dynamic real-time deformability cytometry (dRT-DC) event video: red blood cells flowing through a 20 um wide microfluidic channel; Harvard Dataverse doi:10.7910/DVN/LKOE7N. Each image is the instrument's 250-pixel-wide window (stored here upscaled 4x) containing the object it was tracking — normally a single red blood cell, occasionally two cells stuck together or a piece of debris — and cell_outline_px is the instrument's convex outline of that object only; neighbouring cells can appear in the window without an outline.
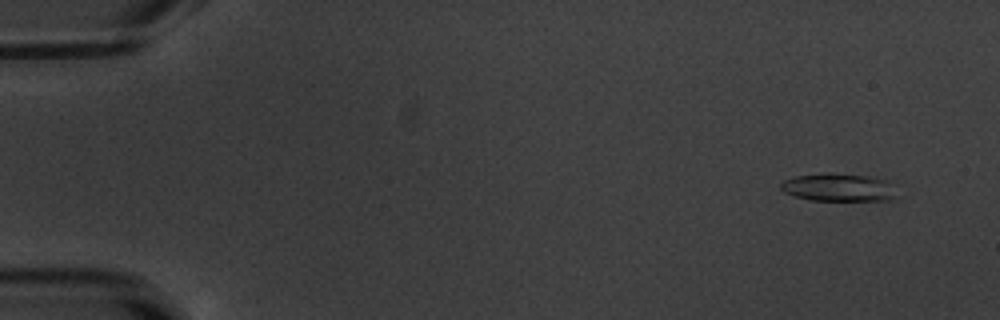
{"species": "common noctule bat (a hibernating species)", "species_latin": "Nyctalus noctula", "temperature_condition": "warm", "stored_images_in_passage": 54, "camera_frame_rate_fps": 3000, "um_per_image_px": 0.085, "animal": {"sex": "male", "body_mass_g": 20.1, "forearm_length_mm": 53.5}, "frame": {"image": 1, "passage_image": 4, "time_ms": 1.0, "image_size_px": [1000, 320], "cell_outline_px": [[896, 196], [892, 200], [812, 200], [792, 196], [784, 192], [780, 188], [780, 184], [784, 180], [796, 176], [824, 172], [832, 172], [868, 176], [888, 180]], "centroid_in_image_um": [71.23, 15.92], "position_along_channel_um": 13.8, "area_um2": 18.96}}
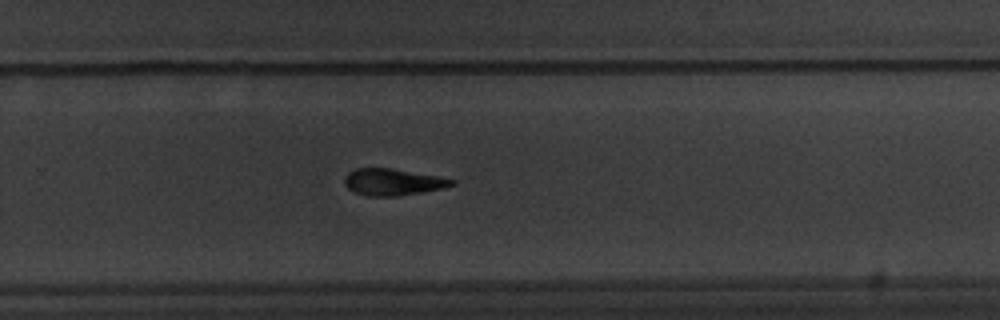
{"frame": {"image": 2, "passage_image": 36, "time_ms": 11.667, "image_size_px": [1000, 320], "cell_outline_px": [[456, 184], [444, 188], [396, 196], [364, 196], [348, 188], [344, 184], [344, 176], [348, 172], [356, 168], [392, 168], [436, 176], [456, 180]], "centroid_in_image_um": [33.36, 15.47], "position_along_channel_um": 296.4, "area_um2": 16.65}}
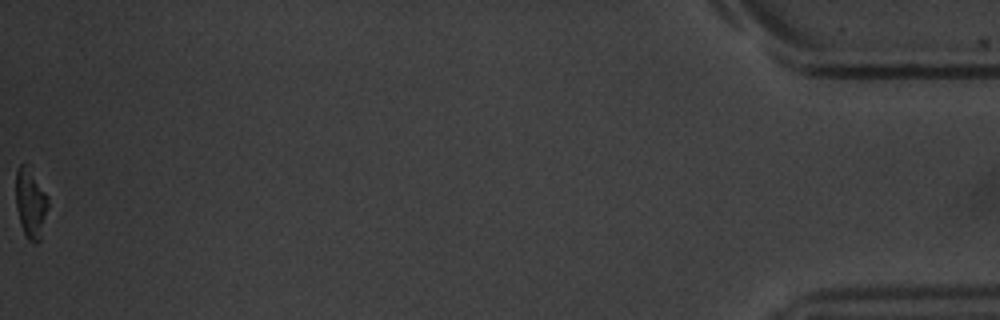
{"frame": {"image": 3, "passage_image": 54, "time_ms": 17.667, "image_size_px": [1000, 320], "cell_outline_px": [[48, 208], [40, 240], [36, 244], [28, 240], [20, 224], [16, 208], [16, 168], [24, 160], [48, 196]], "centroid_in_image_um": [2.59, 17.26], "position_along_channel_um": 432.6, "area_um2": 13.24}, "authors_computed_cell_mechanics": {"area_um2": 17.5134, "velocity_mm_per_s": 3.8273, "shape_relaxation_time_tau1_ms": 2.8326, "shape_relaxation_time_tau2_ms": 5.359, "deformation_change_tau1": 0.1397, "deformation_change_tau2": 0.1653}}